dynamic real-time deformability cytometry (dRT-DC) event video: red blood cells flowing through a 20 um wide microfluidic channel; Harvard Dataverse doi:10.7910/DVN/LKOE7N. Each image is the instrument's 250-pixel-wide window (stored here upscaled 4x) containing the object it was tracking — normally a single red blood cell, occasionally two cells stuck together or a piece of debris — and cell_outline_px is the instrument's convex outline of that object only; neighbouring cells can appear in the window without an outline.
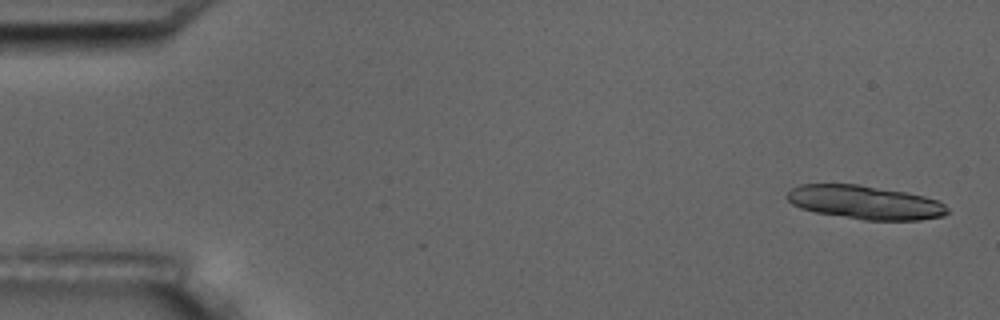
{"species": "common noctule bat (a hibernating species)", "species_latin": "Nyctalus noctula", "temperature_condition": "room temperature", "stored_images_in_passage": 8, "camera_frame_rate_fps": 3000, "um_per_image_px": 0.085, "animal": {"sex": "male", "body_mass_g": 17.5, "forearm_length_mm": 52.3}, "frame": {"image": 1, "passage_image": 1, "time_ms": 0.0, "image_size_px": [1000, 320], "cell_outline_px": [[948, 212], [944, 216], [920, 220], [864, 220], [816, 212], [800, 208], [792, 204], [784, 196], [792, 188], [800, 184], [860, 184], [908, 192], [924, 196], [936, 200], [944, 204], [948, 208]], "centroid_in_image_um": [73.52, 17.19], "position_along_channel_um": 11.5, "area_um2": 31.62}}
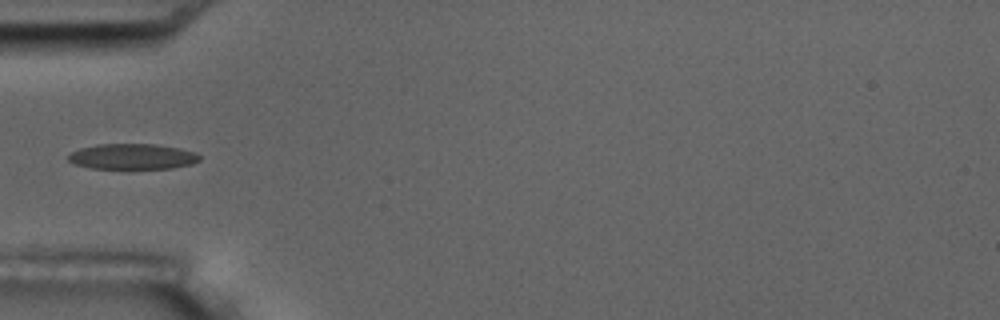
{"frame": {"image": 2, "passage_image": 6, "time_ms": 5.667, "image_size_px": [1000, 320], "cell_outline_px": [[200, 160], [192, 164], [172, 168], [92, 168], [76, 164], [68, 160], [68, 156], [72, 152], [80, 148], [96, 144], [156, 144], [180, 148], [196, 152], [200, 156]], "centroid_in_image_um": [11.29, 13.29], "position_along_channel_um": 73.7, "area_um2": 19.48}}